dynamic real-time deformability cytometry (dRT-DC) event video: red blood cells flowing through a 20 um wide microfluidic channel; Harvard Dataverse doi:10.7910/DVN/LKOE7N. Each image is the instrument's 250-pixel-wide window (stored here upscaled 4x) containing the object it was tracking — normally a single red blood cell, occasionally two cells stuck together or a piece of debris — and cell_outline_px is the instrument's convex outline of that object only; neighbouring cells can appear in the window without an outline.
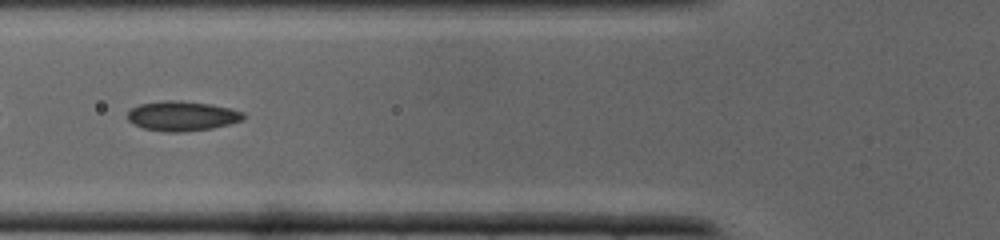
{"species": "common noctule bat (a hibernating species)", "species_latin": "Nyctalus noctula", "temperature_condition": "cold", "stored_images_in_passage": 27, "camera_frame_rate_fps": 3000, "um_per_image_px": 0.085, "animal": {"sex": "male", "body_mass_g": 19.0, "forearm_length_mm": 50.8}, "frame": {"image": 1, "passage_image": 4, "time_ms": 1.0, "image_size_px": [1000, 240], "cell_outline_px": [[248, 116], [244, 120], [232, 124], [212, 128], [184, 132], [164, 132], [144, 128], [128, 120], [128, 112], [132, 108], [140, 104], [164, 100], [180, 100], [212, 104], [232, 108], [244, 112]], "centroid_in_image_um": [15.57, 9.85], "position_along_channel_um": 110.2, "area_um2": 20.4}}
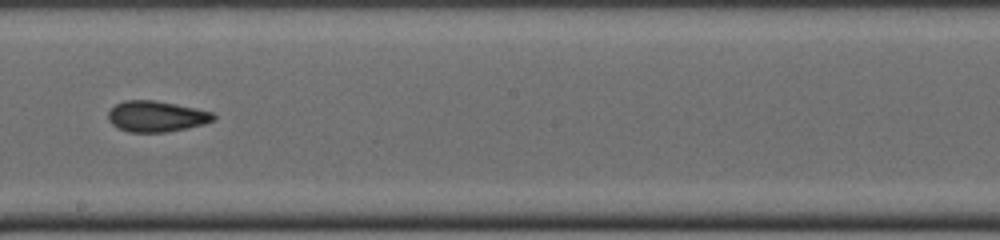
{"frame": {"image": 2, "passage_image": 11, "time_ms": 3.333, "image_size_px": [1000, 240], "cell_outline_px": [[216, 120], [204, 124], [168, 132], [128, 132], [112, 124], [108, 120], [108, 112], [116, 104], [124, 100], [156, 100], [216, 112]], "centroid_in_image_um": [13.34, 9.88], "position_along_channel_um": 234.9, "area_um2": 19.13}}
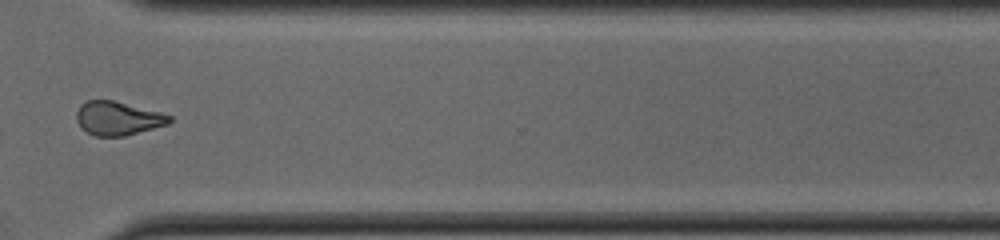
{"frame": {"image": 3, "passage_image": 18, "time_ms": 5.667, "image_size_px": [1000, 240], "cell_outline_px": [[172, 120], [168, 124], [124, 136], [96, 136], [80, 128], [76, 120], [76, 112], [80, 104], [88, 100], [112, 100], [160, 112], [172, 116]], "centroid_in_image_um": [9.99, 10.05], "position_along_channel_um": 360.6, "area_um2": 18.21}}